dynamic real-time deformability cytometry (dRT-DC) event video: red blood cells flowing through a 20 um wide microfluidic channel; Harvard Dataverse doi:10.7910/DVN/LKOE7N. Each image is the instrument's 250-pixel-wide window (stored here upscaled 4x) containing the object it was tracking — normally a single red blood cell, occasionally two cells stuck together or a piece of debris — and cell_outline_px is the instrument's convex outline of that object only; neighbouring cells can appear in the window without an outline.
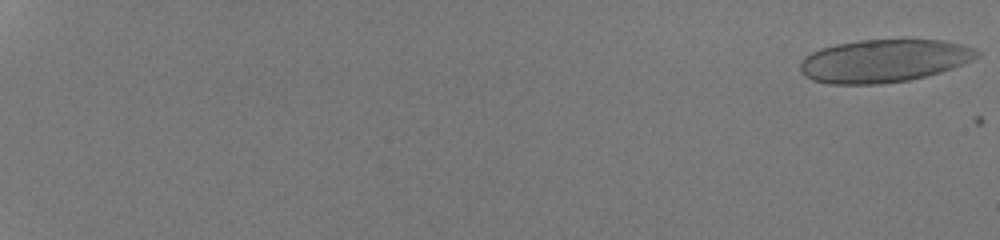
{"species": "human", "species_latin": "Homo sapiens", "temperature_condition": "room temperature", "stored_images_in_passage": 54, "camera_frame_rate_fps": 3000, "um_per_image_px": 0.085, "donor": {"sex": "male"}, "frame": {"image": 1, "passage_image": 1, "time_ms": 0.0, "image_size_px": [1000, 240], "cell_outline_px": [[980, 56], [972, 60], [952, 68], [940, 72], [908, 80], [880, 84], [828, 84], [812, 80], [804, 76], [800, 72], [800, 64], [812, 52], [820, 48], [836, 44], [860, 40], [904, 36], [940, 40], [960, 44], [976, 48], [980, 52]], "centroid_in_image_um": [75.16, 5.13], "position_along_channel_um": 9.8, "area_um2": 45.2}}
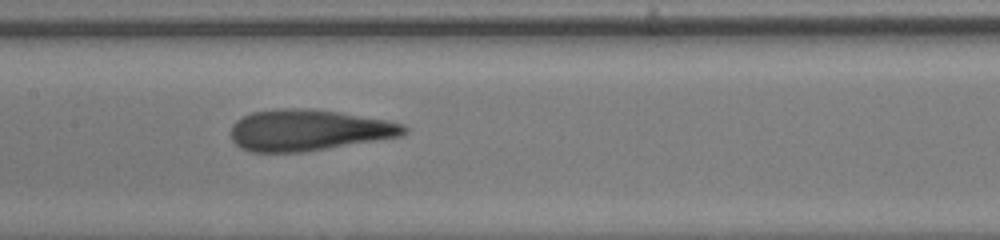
{"frame": {"image": 2, "passage_image": 32, "time_ms": 10.333, "image_size_px": [1000, 240], "cell_outline_px": [[408, 132], [400, 136], [376, 140], [300, 152], [248, 152], [240, 148], [232, 140], [232, 124], [236, 120], [252, 112], [284, 108], [300, 108], [336, 112], [384, 120], [404, 124], [408, 128]], "centroid_in_image_um": [26.18, 11.07], "position_along_channel_um": 181.2, "area_um2": 40.98}}
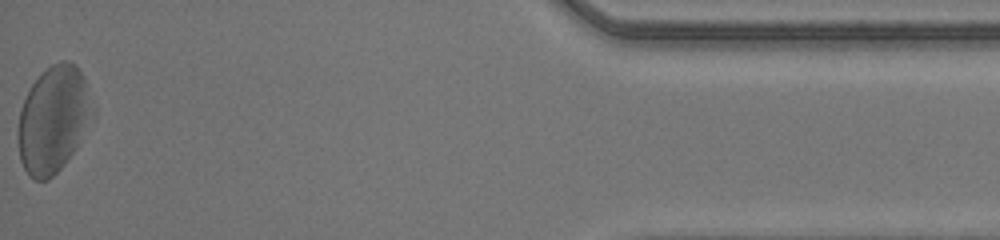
{"frame": {"image": 3, "passage_image": 54, "time_ms": 17.667, "image_size_px": [1000, 240], "cell_outline_px": [[96, 116], [64, 164], [48, 180], [36, 180], [24, 168], [20, 160], [20, 108], [32, 84], [52, 64], [60, 60], [68, 60], [76, 64], [84, 76], [96, 108]], "centroid_in_image_um": [4.62, 10.1], "position_along_channel_um": 430.6, "area_um2": 46.01}, "authors_computed_cell_mechanics": {"area_um2": 42.483, "velocity_mm_per_s": 4.223, "shape_relaxation_time_tau1_ms": 4.0058, "shape_relaxation_time_tau2_ms": 1.1032, "deformation_change_tau1": 0.1562, "deformation_change_tau2": 0.0931}}